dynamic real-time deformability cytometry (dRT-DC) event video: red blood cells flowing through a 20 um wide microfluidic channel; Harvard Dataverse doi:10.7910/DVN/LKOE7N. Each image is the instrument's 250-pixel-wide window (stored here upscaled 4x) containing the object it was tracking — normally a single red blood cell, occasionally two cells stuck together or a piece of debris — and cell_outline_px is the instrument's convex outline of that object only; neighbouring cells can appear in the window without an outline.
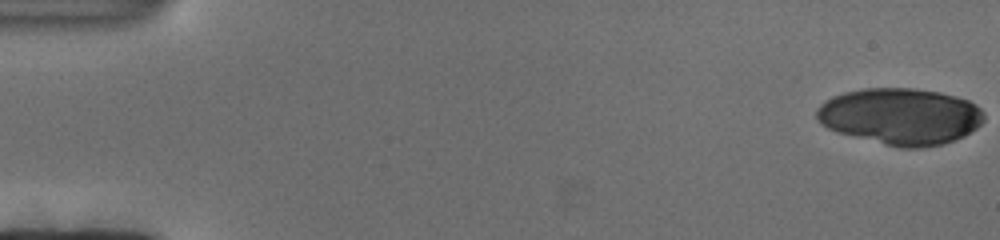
{"species": "human", "species_latin": "Homo sapiens", "temperature_condition": "cold", "stored_images_in_passage": 58, "camera_frame_rate_fps": 3000, "um_per_image_px": 0.085, "donor": {"sex": "female"}, "frame": {"image": 1, "passage_image": 1, "time_ms": 0.0, "image_size_px": [1000, 240], "cell_outline_px": [[984, 120], [976, 128], [964, 136], [944, 144], [924, 148], [900, 148], [836, 132], [820, 124], [816, 120], [816, 108], [824, 100], [832, 96], [844, 92], [864, 88], [916, 88], [940, 92], [956, 96], [968, 100], [976, 104], [984, 112]], "centroid_in_image_um": [76.52, 9.89], "position_along_channel_um": 8.5, "area_um2": 55.66}}